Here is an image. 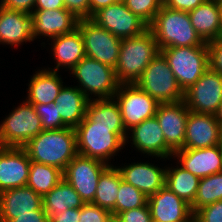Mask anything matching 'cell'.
<instances>
[{
	"mask_svg": "<svg viewBox=\"0 0 222 222\" xmlns=\"http://www.w3.org/2000/svg\"><path fill=\"white\" fill-rule=\"evenodd\" d=\"M89 100L77 86L64 84L54 103L62 122L67 127L76 128L86 116Z\"/></svg>",
	"mask_w": 222,
	"mask_h": 222,
	"instance_id": "83f0119b",
	"label": "cell"
},
{
	"mask_svg": "<svg viewBox=\"0 0 222 222\" xmlns=\"http://www.w3.org/2000/svg\"><path fill=\"white\" fill-rule=\"evenodd\" d=\"M189 222H197V220L195 218H193Z\"/></svg>",
	"mask_w": 222,
	"mask_h": 222,
	"instance_id": "816d5d0a",
	"label": "cell"
},
{
	"mask_svg": "<svg viewBox=\"0 0 222 222\" xmlns=\"http://www.w3.org/2000/svg\"><path fill=\"white\" fill-rule=\"evenodd\" d=\"M150 162H131L124 166H116L122 180L139 189L145 196L158 192L165 186L166 167H158Z\"/></svg>",
	"mask_w": 222,
	"mask_h": 222,
	"instance_id": "44dd1931",
	"label": "cell"
},
{
	"mask_svg": "<svg viewBox=\"0 0 222 222\" xmlns=\"http://www.w3.org/2000/svg\"><path fill=\"white\" fill-rule=\"evenodd\" d=\"M162 4H164L166 2V0H160Z\"/></svg>",
	"mask_w": 222,
	"mask_h": 222,
	"instance_id": "db71d44e",
	"label": "cell"
},
{
	"mask_svg": "<svg viewBox=\"0 0 222 222\" xmlns=\"http://www.w3.org/2000/svg\"><path fill=\"white\" fill-rule=\"evenodd\" d=\"M124 4L147 25L153 21L163 5L160 0H124Z\"/></svg>",
	"mask_w": 222,
	"mask_h": 222,
	"instance_id": "e575fe53",
	"label": "cell"
},
{
	"mask_svg": "<svg viewBox=\"0 0 222 222\" xmlns=\"http://www.w3.org/2000/svg\"><path fill=\"white\" fill-rule=\"evenodd\" d=\"M159 50L167 47L208 46L191 24L189 13L162 5L148 25Z\"/></svg>",
	"mask_w": 222,
	"mask_h": 222,
	"instance_id": "7a4b0ae2",
	"label": "cell"
},
{
	"mask_svg": "<svg viewBox=\"0 0 222 222\" xmlns=\"http://www.w3.org/2000/svg\"><path fill=\"white\" fill-rule=\"evenodd\" d=\"M134 84L158 103H175L184 98V92L161 53L151 60Z\"/></svg>",
	"mask_w": 222,
	"mask_h": 222,
	"instance_id": "52a82bcc",
	"label": "cell"
},
{
	"mask_svg": "<svg viewBox=\"0 0 222 222\" xmlns=\"http://www.w3.org/2000/svg\"><path fill=\"white\" fill-rule=\"evenodd\" d=\"M205 0H166L163 4L169 9L189 12L201 5Z\"/></svg>",
	"mask_w": 222,
	"mask_h": 222,
	"instance_id": "7bdbcfd3",
	"label": "cell"
},
{
	"mask_svg": "<svg viewBox=\"0 0 222 222\" xmlns=\"http://www.w3.org/2000/svg\"><path fill=\"white\" fill-rule=\"evenodd\" d=\"M32 15L33 39L48 37L47 40L72 32L77 28L79 19L66 8L34 9ZM44 36V37H43ZM40 37V38H39Z\"/></svg>",
	"mask_w": 222,
	"mask_h": 222,
	"instance_id": "2e32d148",
	"label": "cell"
},
{
	"mask_svg": "<svg viewBox=\"0 0 222 222\" xmlns=\"http://www.w3.org/2000/svg\"><path fill=\"white\" fill-rule=\"evenodd\" d=\"M86 116L91 120V126L112 127V132L125 142L128 133L123 125L120 107L114 97L89 100Z\"/></svg>",
	"mask_w": 222,
	"mask_h": 222,
	"instance_id": "484cf974",
	"label": "cell"
},
{
	"mask_svg": "<svg viewBox=\"0 0 222 222\" xmlns=\"http://www.w3.org/2000/svg\"><path fill=\"white\" fill-rule=\"evenodd\" d=\"M221 11V0H205L188 12L192 26L204 42L220 38Z\"/></svg>",
	"mask_w": 222,
	"mask_h": 222,
	"instance_id": "d4e9b609",
	"label": "cell"
},
{
	"mask_svg": "<svg viewBox=\"0 0 222 222\" xmlns=\"http://www.w3.org/2000/svg\"><path fill=\"white\" fill-rule=\"evenodd\" d=\"M199 181V177L185 170L178 163L175 168L166 165L165 185L190 206L194 202Z\"/></svg>",
	"mask_w": 222,
	"mask_h": 222,
	"instance_id": "f546056e",
	"label": "cell"
},
{
	"mask_svg": "<svg viewBox=\"0 0 222 222\" xmlns=\"http://www.w3.org/2000/svg\"><path fill=\"white\" fill-rule=\"evenodd\" d=\"M90 1V18L92 15L103 7H107L113 3L124 2V0H89Z\"/></svg>",
	"mask_w": 222,
	"mask_h": 222,
	"instance_id": "7dc6e473",
	"label": "cell"
},
{
	"mask_svg": "<svg viewBox=\"0 0 222 222\" xmlns=\"http://www.w3.org/2000/svg\"><path fill=\"white\" fill-rule=\"evenodd\" d=\"M36 0H1L2 7L8 10L31 14L34 11Z\"/></svg>",
	"mask_w": 222,
	"mask_h": 222,
	"instance_id": "b9f144b4",
	"label": "cell"
},
{
	"mask_svg": "<svg viewBox=\"0 0 222 222\" xmlns=\"http://www.w3.org/2000/svg\"><path fill=\"white\" fill-rule=\"evenodd\" d=\"M108 222H120L115 216H112Z\"/></svg>",
	"mask_w": 222,
	"mask_h": 222,
	"instance_id": "681fc988",
	"label": "cell"
},
{
	"mask_svg": "<svg viewBox=\"0 0 222 222\" xmlns=\"http://www.w3.org/2000/svg\"><path fill=\"white\" fill-rule=\"evenodd\" d=\"M64 6L79 20L90 18L89 0H64Z\"/></svg>",
	"mask_w": 222,
	"mask_h": 222,
	"instance_id": "60d3db41",
	"label": "cell"
},
{
	"mask_svg": "<svg viewBox=\"0 0 222 222\" xmlns=\"http://www.w3.org/2000/svg\"><path fill=\"white\" fill-rule=\"evenodd\" d=\"M30 163L23 147L0 146V192L27 186Z\"/></svg>",
	"mask_w": 222,
	"mask_h": 222,
	"instance_id": "ac0fdd59",
	"label": "cell"
},
{
	"mask_svg": "<svg viewBox=\"0 0 222 222\" xmlns=\"http://www.w3.org/2000/svg\"><path fill=\"white\" fill-rule=\"evenodd\" d=\"M23 148L31 161L51 165L64 171L68 163L78 154L75 128L43 130Z\"/></svg>",
	"mask_w": 222,
	"mask_h": 222,
	"instance_id": "6da1fadb",
	"label": "cell"
},
{
	"mask_svg": "<svg viewBox=\"0 0 222 222\" xmlns=\"http://www.w3.org/2000/svg\"><path fill=\"white\" fill-rule=\"evenodd\" d=\"M221 145H222V126H221Z\"/></svg>",
	"mask_w": 222,
	"mask_h": 222,
	"instance_id": "f5cc1de1",
	"label": "cell"
},
{
	"mask_svg": "<svg viewBox=\"0 0 222 222\" xmlns=\"http://www.w3.org/2000/svg\"><path fill=\"white\" fill-rule=\"evenodd\" d=\"M220 38H222V11H221V22H220Z\"/></svg>",
	"mask_w": 222,
	"mask_h": 222,
	"instance_id": "f907efd6",
	"label": "cell"
},
{
	"mask_svg": "<svg viewBox=\"0 0 222 222\" xmlns=\"http://www.w3.org/2000/svg\"><path fill=\"white\" fill-rule=\"evenodd\" d=\"M197 222H222V200L203 206L194 213Z\"/></svg>",
	"mask_w": 222,
	"mask_h": 222,
	"instance_id": "74e56055",
	"label": "cell"
},
{
	"mask_svg": "<svg viewBox=\"0 0 222 222\" xmlns=\"http://www.w3.org/2000/svg\"><path fill=\"white\" fill-rule=\"evenodd\" d=\"M209 67L222 74V38L208 42Z\"/></svg>",
	"mask_w": 222,
	"mask_h": 222,
	"instance_id": "ab89813d",
	"label": "cell"
},
{
	"mask_svg": "<svg viewBox=\"0 0 222 222\" xmlns=\"http://www.w3.org/2000/svg\"><path fill=\"white\" fill-rule=\"evenodd\" d=\"M173 158L185 170L204 178L222 172V145L200 149H179Z\"/></svg>",
	"mask_w": 222,
	"mask_h": 222,
	"instance_id": "d6986e66",
	"label": "cell"
},
{
	"mask_svg": "<svg viewBox=\"0 0 222 222\" xmlns=\"http://www.w3.org/2000/svg\"><path fill=\"white\" fill-rule=\"evenodd\" d=\"M222 200V172L200 178L197 193L191 210L195 213L205 205Z\"/></svg>",
	"mask_w": 222,
	"mask_h": 222,
	"instance_id": "d6a6232c",
	"label": "cell"
},
{
	"mask_svg": "<svg viewBox=\"0 0 222 222\" xmlns=\"http://www.w3.org/2000/svg\"><path fill=\"white\" fill-rule=\"evenodd\" d=\"M51 53L53 51V60L56 65L53 68L46 67L49 70L59 71L60 68L70 71L86 55L84 42L80 29L77 27L72 32L51 38Z\"/></svg>",
	"mask_w": 222,
	"mask_h": 222,
	"instance_id": "603a6c76",
	"label": "cell"
},
{
	"mask_svg": "<svg viewBox=\"0 0 222 222\" xmlns=\"http://www.w3.org/2000/svg\"><path fill=\"white\" fill-rule=\"evenodd\" d=\"M189 109L184 101L159 103L156 115L163 131L166 145L173 151L183 148Z\"/></svg>",
	"mask_w": 222,
	"mask_h": 222,
	"instance_id": "9a60e30c",
	"label": "cell"
},
{
	"mask_svg": "<svg viewBox=\"0 0 222 222\" xmlns=\"http://www.w3.org/2000/svg\"><path fill=\"white\" fill-rule=\"evenodd\" d=\"M160 53L167 60L183 92L209 68L208 46L167 47Z\"/></svg>",
	"mask_w": 222,
	"mask_h": 222,
	"instance_id": "5b68a950",
	"label": "cell"
},
{
	"mask_svg": "<svg viewBox=\"0 0 222 222\" xmlns=\"http://www.w3.org/2000/svg\"><path fill=\"white\" fill-rule=\"evenodd\" d=\"M77 153L79 155L98 159L113 165L111 159L124 149L125 142L114 132L112 127L91 126V120L85 118L75 128Z\"/></svg>",
	"mask_w": 222,
	"mask_h": 222,
	"instance_id": "277c9868",
	"label": "cell"
},
{
	"mask_svg": "<svg viewBox=\"0 0 222 222\" xmlns=\"http://www.w3.org/2000/svg\"><path fill=\"white\" fill-rule=\"evenodd\" d=\"M9 222H49V218L44 210H35L33 214L15 215Z\"/></svg>",
	"mask_w": 222,
	"mask_h": 222,
	"instance_id": "f6af8a7d",
	"label": "cell"
},
{
	"mask_svg": "<svg viewBox=\"0 0 222 222\" xmlns=\"http://www.w3.org/2000/svg\"><path fill=\"white\" fill-rule=\"evenodd\" d=\"M214 117V120L220 125L222 126V101L221 103L218 105L217 109L214 111V113L212 114Z\"/></svg>",
	"mask_w": 222,
	"mask_h": 222,
	"instance_id": "c3c4849f",
	"label": "cell"
},
{
	"mask_svg": "<svg viewBox=\"0 0 222 222\" xmlns=\"http://www.w3.org/2000/svg\"><path fill=\"white\" fill-rule=\"evenodd\" d=\"M37 115L40 117L43 130L63 129L67 127L61 120L55 103L32 104Z\"/></svg>",
	"mask_w": 222,
	"mask_h": 222,
	"instance_id": "d590c367",
	"label": "cell"
},
{
	"mask_svg": "<svg viewBox=\"0 0 222 222\" xmlns=\"http://www.w3.org/2000/svg\"><path fill=\"white\" fill-rule=\"evenodd\" d=\"M153 222H189L194 218L191 206L166 185L147 199Z\"/></svg>",
	"mask_w": 222,
	"mask_h": 222,
	"instance_id": "e0dca14e",
	"label": "cell"
},
{
	"mask_svg": "<svg viewBox=\"0 0 222 222\" xmlns=\"http://www.w3.org/2000/svg\"><path fill=\"white\" fill-rule=\"evenodd\" d=\"M26 102L30 104L53 103L58 97L63 85V80L58 71L46 68L38 69L33 73L28 83Z\"/></svg>",
	"mask_w": 222,
	"mask_h": 222,
	"instance_id": "4316f807",
	"label": "cell"
},
{
	"mask_svg": "<svg viewBox=\"0 0 222 222\" xmlns=\"http://www.w3.org/2000/svg\"><path fill=\"white\" fill-rule=\"evenodd\" d=\"M183 101L191 112L212 115L222 101V74L209 67L184 91Z\"/></svg>",
	"mask_w": 222,
	"mask_h": 222,
	"instance_id": "7c38bea8",
	"label": "cell"
},
{
	"mask_svg": "<svg viewBox=\"0 0 222 222\" xmlns=\"http://www.w3.org/2000/svg\"><path fill=\"white\" fill-rule=\"evenodd\" d=\"M91 19L121 39L139 36L148 25L133 14L124 2L113 3L96 11Z\"/></svg>",
	"mask_w": 222,
	"mask_h": 222,
	"instance_id": "4fadbf2b",
	"label": "cell"
},
{
	"mask_svg": "<svg viewBox=\"0 0 222 222\" xmlns=\"http://www.w3.org/2000/svg\"><path fill=\"white\" fill-rule=\"evenodd\" d=\"M65 8L64 0H36L34 9Z\"/></svg>",
	"mask_w": 222,
	"mask_h": 222,
	"instance_id": "bcb514c9",
	"label": "cell"
},
{
	"mask_svg": "<svg viewBox=\"0 0 222 222\" xmlns=\"http://www.w3.org/2000/svg\"><path fill=\"white\" fill-rule=\"evenodd\" d=\"M42 196L28 186L0 192V222H9L15 215L33 214L43 210Z\"/></svg>",
	"mask_w": 222,
	"mask_h": 222,
	"instance_id": "7402d4cb",
	"label": "cell"
},
{
	"mask_svg": "<svg viewBox=\"0 0 222 222\" xmlns=\"http://www.w3.org/2000/svg\"><path fill=\"white\" fill-rule=\"evenodd\" d=\"M160 53L155 37L147 29L139 36L121 40L115 74L120 84H134L151 60Z\"/></svg>",
	"mask_w": 222,
	"mask_h": 222,
	"instance_id": "3957f363",
	"label": "cell"
},
{
	"mask_svg": "<svg viewBox=\"0 0 222 222\" xmlns=\"http://www.w3.org/2000/svg\"><path fill=\"white\" fill-rule=\"evenodd\" d=\"M109 166L98 159L77 154L63 171V178L85 203H92L101 173Z\"/></svg>",
	"mask_w": 222,
	"mask_h": 222,
	"instance_id": "8fae6325",
	"label": "cell"
},
{
	"mask_svg": "<svg viewBox=\"0 0 222 222\" xmlns=\"http://www.w3.org/2000/svg\"><path fill=\"white\" fill-rule=\"evenodd\" d=\"M116 218L120 222H153L148 204L120 212Z\"/></svg>",
	"mask_w": 222,
	"mask_h": 222,
	"instance_id": "f35d334b",
	"label": "cell"
},
{
	"mask_svg": "<svg viewBox=\"0 0 222 222\" xmlns=\"http://www.w3.org/2000/svg\"><path fill=\"white\" fill-rule=\"evenodd\" d=\"M63 179V171L57 167L31 161L27 186L42 197Z\"/></svg>",
	"mask_w": 222,
	"mask_h": 222,
	"instance_id": "1f68e13d",
	"label": "cell"
},
{
	"mask_svg": "<svg viewBox=\"0 0 222 222\" xmlns=\"http://www.w3.org/2000/svg\"><path fill=\"white\" fill-rule=\"evenodd\" d=\"M32 15L20 11L0 10V44L20 46L33 42Z\"/></svg>",
	"mask_w": 222,
	"mask_h": 222,
	"instance_id": "cb8c5ba5",
	"label": "cell"
},
{
	"mask_svg": "<svg viewBox=\"0 0 222 222\" xmlns=\"http://www.w3.org/2000/svg\"><path fill=\"white\" fill-rule=\"evenodd\" d=\"M14 108L0 124L2 147H23L43 131L40 117L32 104L23 100Z\"/></svg>",
	"mask_w": 222,
	"mask_h": 222,
	"instance_id": "ba28073f",
	"label": "cell"
},
{
	"mask_svg": "<svg viewBox=\"0 0 222 222\" xmlns=\"http://www.w3.org/2000/svg\"><path fill=\"white\" fill-rule=\"evenodd\" d=\"M80 208L66 209L60 214H55L49 218V222H79Z\"/></svg>",
	"mask_w": 222,
	"mask_h": 222,
	"instance_id": "ee69618b",
	"label": "cell"
},
{
	"mask_svg": "<svg viewBox=\"0 0 222 222\" xmlns=\"http://www.w3.org/2000/svg\"><path fill=\"white\" fill-rule=\"evenodd\" d=\"M77 27L81 31L85 55L115 68L122 39L99 26L91 18L80 19Z\"/></svg>",
	"mask_w": 222,
	"mask_h": 222,
	"instance_id": "9c48e42d",
	"label": "cell"
},
{
	"mask_svg": "<svg viewBox=\"0 0 222 222\" xmlns=\"http://www.w3.org/2000/svg\"><path fill=\"white\" fill-rule=\"evenodd\" d=\"M122 177L115 165H109L100 175L92 204L108 209L115 216V204Z\"/></svg>",
	"mask_w": 222,
	"mask_h": 222,
	"instance_id": "4dcf8cb0",
	"label": "cell"
},
{
	"mask_svg": "<svg viewBox=\"0 0 222 222\" xmlns=\"http://www.w3.org/2000/svg\"><path fill=\"white\" fill-rule=\"evenodd\" d=\"M69 72L77 80V87L90 100L92 97L113 98L120 85L114 68L87 56Z\"/></svg>",
	"mask_w": 222,
	"mask_h": 222,
	"instance_id": "8992f818",
	"label": "cell"
},
{
	"mask_svg": "<svg viewBox=\"0 0 222 222\" xmlns=\"http://www.w3.org/2000/svg\"><path fill=\"white\" fill-rule=\"evenodd\" d=\"M42 201L43 210L48 218L69 208H81L85 204L80 195L64 178L42 197Z\"/></svg>",
	"mask_w": 222,
	"mask_h": 222,
	"instance_id": "f1b7e54d",
	"label": "cell"
},
{
	"mask_svg": "<svg viewBox=\"0 0 222 222\" xmlns=\"http://www.w3.org/2000/svg\"><path fill=\"white\" fill-rule=\"evenodd\" d=\"M112 216V212L108 209L85 203L80 208L79 222H108Z\"/></svg>",
	"mask_w": 222,
	"mask_h": 222,
	"instance_id": "8d00e7d4",
	"label": "cell"
},
{
	"mask_svg": "<svg viewBox=\"0 0 222 222\" xmlns=\"http://www.w3.org/2000/svg\"><path fill=\"white\" fill-rule=\"evenodd\" d=\"M127 133L129 134H127L125 146L126 143L129 144L128 142L132 141L131 147L134 145L133 148L137 149L136 151H139L141 155L143 153V155L146 154L148 157H160L159 159L163 161L173 159L174 152L166 145L163 131L155 116L145 119L128 130Z\"/></svg>",
	"mask_w": 222,
	"mask_h": 222,
	"instance_id": "5bb4252c",
	"label": "cell"
},
{
	"mask_svg": "<svg viewBox=\"0 0 222 222\" xmlns=\"http://www.w3.org/2000/svg\"><path fill=\"white\" fill-rule=\"evenodd\" d=\"M221 144V126L213 115L189 111L182 149L209 148Z\"/></svg>",
	"mask_w": 222,
	"mask_h": 222,
	"instance_id": "ffe728a7",
	"label": "cell"
},
{
	"mask_svg": "<svg viewBox=\"0 0 222 222\" xmlns=\"http://www.w3.org/2000/svg\"><path fill=\"white\" fill-rule=\"evenodd\" d=\"M148 197L131 184L122 181L115 204V217L123 211L139 208L147 204Z\"/></svg>",
	"mask_w": 222,
	"mask_h": 222,
	"instance_id": "836d02e7",
	"label": "cell"
},
{
	"mask_svg": "<svg viewBox=\"0 0 222 222\" xmlns=\"http://www.w3.org/2000/svg\"><path fill=\"white\" fill-rule=\"evenodd\" d=\"M114 99L120 107L123 125L127 132L145 119L154 117L159 105L136 84H120Z\"/></svg>",
	"mask_w": 222,
	"mask_h": 222,
	"instance_id": "30bf717a",
	"label": "cell"
}]
</instances>
